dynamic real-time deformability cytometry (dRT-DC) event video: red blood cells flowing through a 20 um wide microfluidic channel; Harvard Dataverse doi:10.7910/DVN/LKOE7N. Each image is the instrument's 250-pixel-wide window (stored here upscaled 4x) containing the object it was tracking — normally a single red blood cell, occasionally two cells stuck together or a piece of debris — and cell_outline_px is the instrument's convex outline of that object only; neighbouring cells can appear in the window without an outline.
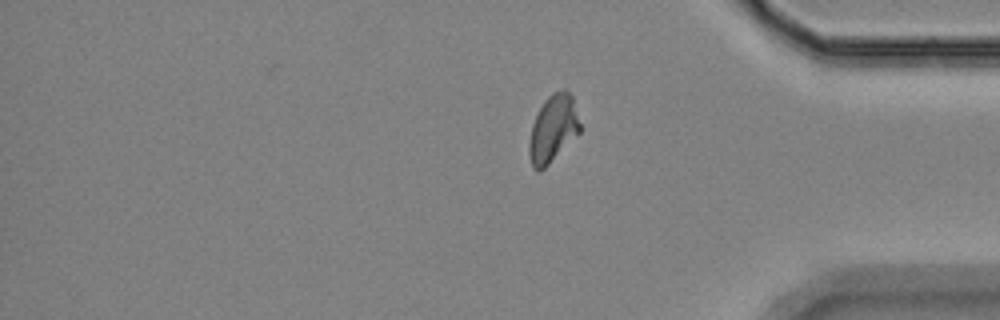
{"species": "Egyptian fruit bat (a non-hibernating species)", "species_latin": "Rousettus aegyptiacus", "temperature_condition": "room temperature", "stored_images_in_passage": 15, "segment_of_instrument_passage": [2, 2], "camera_frame_rate_fps": 3000, "um_per_image_px": 0.085, "animal": {"sex": "female"}, "frame": {"image": 1, "passage_image": 15, "time_ms": 4.667, "image_size_px": [1000, 320], "cell_outline_px": [[580, 132], [540, 172], [536, 172], [532, 168], [528, 152], [528, 144], [532, 124], [544, 100], [552, 92], [564, 88], [572, 96], [580, 124]], "centroid_in_image_um": [46.98, 10.95], "position_along_channel_um": 388.2, "area_um2": 19.83}}